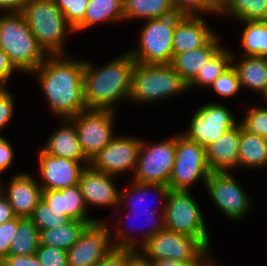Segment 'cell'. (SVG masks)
<instances>
[{"instance_id":"cell-29","label":"cell","mask_w":267,"mask_h":266,"mask_svg":"<svg viewBox=\"0 0 267 266\" xmlns=\"http://www.w3.org/2000/svg\"><path fill=\"white\" fill-rule=\"evenodd\" d=\"M246 26L241 35L242 56L267 57V20L241 21Z\"/></svg>"},{"instance_id":"cell-41","label":"cell","mask_w":267,"mask_h":266,"mask_svg":"<svg viewBox=\"0 0 267 266\" xmlns=\"http://www.w3.org/2000/svg\"><path fill=\"white\" fill-rule=\"evenodd\" d=\"M176 12L184 15H196L199 13L217 14L207 3L206 0H172ZM197 12V13H196Z\"/></svg>"},{"instance_id":"cell-9","label":"cell","mask_w":267,"mask_h":266,"mask_svg":"<svg viewBox=\"0 0 267 266\" xmlns=\"http://www.w3.org/2000/svg\"><path fill=\"white\" fill-rule=\"evenodd\" d=\"M140 247L141 252H138L142 253L141 255L147 260L205 261L210 254L197 238L174 232L165 227L152 235Z\"/></svg>"},{"instance_id":"cell-2","label":"cell","mask_w":267,"mask_h":266,"mask_svg":"<svg viewBox=\"0 0 267 266\" xmlns=\"http://www.w3.org/2000/svg\"><path fill=\"white\" fill-rule=\"evenodd\" d=\"M135 63L129 53L99 68L85 61L83 90L86 109L113 111L116 101L129 100Z\"/></svg>"},{"instance_id":"cell-13","label":"cell","mask_w":267,"mask_h":266,"mask_svg":"<svg viewBox=\"0 0 267 266\" xmlns=\"http://www.w3.org/2000/svg\"><path fill=\"white\" fill-rule=\"evenodd\" d=\"M236 121L231 110L223 104H205L194 113L189 125V132H184L183 135L206 148L229 129L237 126L239 122Z\"/></svg>"},{"instance_id":"cell-20","label":"cell","mask_w":267,"mask_h":266,"mask_svg":"<svg viewBox=\"0 0 267 266\" xmlns=\"http://www.w3.org/2000/svg\"><path fill=\"white\" fill-rule=\"evenodd\" d=\"M239 139L240 123L205 148L211 172H229L239 167Z\"/></svg>"},{"instance_id":"cell-43","label":"cell","mask_w":267,"mask_h":266,"mask_svg":"<svg viewBox=\"0 0 267 266\" xmlns=\"http://www.w3.org/2000/svg\"><path fill=\"white\" fill-rule=\"evenodd\" d=\"M11 145L6 138L0 136V174L13 163L14 151Z\"/></svg>"},{"instance_id":"cell-50","label":"cell","mask_w":267,"mask_h":266,"mask_svg":"<svg viewBox=\"0 0 267 266\" xmlns=\"http://www.w3.org/2000/svg\"><path fill=\"white\" fill-rule=\"evenodd\" d=\"M206 3L217 13L220 14L230 3V0H206Z\"/></svg>"},{"instance_id":"cell-23","label":"cell","mask_w":267,"mask_h":266,"mask_svg":"<svg viewBox=\"0 0 267 266\" xmlns=\"http://www.w3.org/2000/svg\"><path fill=\"white\" fill-rule=\"evenodd\" d=\"M219 35H215L205 46L180 54H175L171 65L188 84L203 68L208 60L222 47Z\"/></svg>"},{"instance_id":"cell-5","label":"cell","mask_w":267,"mask_h":266,"mask_svg":"<svg viewBox=\"0 0 267 266\" xmlns=\"http://www.w3.org/2000/svg\"><path fill=\"white\" fill-rule=\"evenodd\" d=\"M109 227L107 223L98 219L87 224L77 242L66 251L68 266H96L114 247L138 250L137 241L126 232L128 229L122 230L119 226L115 228V237L119 242L112 243V230Z\"/></svg>"},{"instance_id":"cell-3","label":"cell","mask_w":267,"mask_h":266,"mask_svg":"<svg viewBox=\"0 0 267 266\" xmlns=\"http://www.w3.org/2000/svg\"><path fill=\"white\" fill-rule=\"evenodd\" d=\"M0 49L8 55L17 70L30 74L48 56L32 34L21 12L1 13Z\"/></svg>"},{"instance_id":"cell-39","label":"cell","mask_w":267,"mask_h":266,"mask_svg":"<svg viewBox=\"0 0 267 266\" xmlns=\"http://www.w3.org/2000/svg\"><path fill=\"white\" fill-rule=\"evenodd\" d=\"M19 217L0 224V261L8 256L10 245L16 236Z\"/></svg>"},{"instance_id":"cell-21","label":"cell","mask_w":267,"mask_h":266,"mask_svg":"<svg viewBox=\"0 0 267 266\" xmlns=\"http://www.w3.org/2000/svg\"><path fill=\"white\" fill-rule=\"evenodd\" d=\"M42 199L52 209L61 212L71 220L91 223L97 219L88 217L89 210L84 202L80 185L67 187L61 190H43Z\"/></svg>"},{"instance_id":"cell-40","label":"cell","mask_w":267,"mask_h":266,"mask_svg":"<svg viewBox=\"0 0 267 266\" xmlns=\"http://www.w3.org/2000/svg\"><path fill=\"white\" fill-rule=\"evenodd\" d=\"M138 251L133 248L114 247L96 266H127Z\"/></svg>"},{"instance_id":"cell-36","label":"cell","mask_w":267,"mask_h":266,"mask_svg":"<svg viewBox=\"0 0 267 266\" xmlns=\"http://www.w3.org/2000/svg\"><path fill=\"white\" fill-rule=\"evenodd\" d=\"M67 22L75 29L83 20L90 0H54Z\"/></svg>"},{"instance_id":"cell-35","label":"cell","mask_w":267,"mask_h":266,"mask_svg":"<svg viewBox=\"0 0 267 266\" xmlns=\"http://www.w3.org/2000/svg\"><path fill=\"white\" fill-rule=\"evenodd\" d=\"M239 123L247 132L267 139V106L251 107Z\"/></svg>"},{"instance_id":"cell-44","label":"cell","mask_w":267,"mask_h":266,"mask_svg":"<svg viewBox=\"0 0 267 266\" xmlns=\"http://www.w3.org/2000/svg\"><path fill=\"white\" fill-rule=\"evenodd\" d=\"M0 266H42L36 255L7 256L0 261Z\"/></svg>"},{"instance_id":"cell-14","label":"cell","mask_w":267,"mask_h":266,"mask_svg":"<svg viewBox=\"0 0 267 266\" xmlns=\"http://www.w3.org/2000/svg\"><path fill=\"white\" fill-rule=\"evenodd\" d=\"M230 172H211L204 185L214 204L229 217L240 220L249 211L251 203L244 189Z\"/></svg>"},{"instance_id":"cell-16","label":"cell","mask_w":267,"mask_h":266,"mask_svg":"<svg viewBox=\"0 0 267 266\" xmlns=\"http://www.w3.org/2000/svg\"><path fill=\"white\" fill-rule=\"evenodd\" d=\"M86 165L80 161L53 156L43 149L39 151V173L42 190L64 189L79 184Z\"/></svg>"},{"instance_id":"cell-15","label":"cell","mask_w":267,"mask_h":266,"mask_svg":"<svg viewBox=\"0 0 267 266\" xmlns=\"http://www.w3.org/2000/svg\"><path fill=\"white\" fill-rule=\"evenodd\" d=\"M141 142L138 137L114 136L111 142L94 156L90 166L112 176L128 173L130 170L135 172Z\"/></svg>"},{"instance_id":"cell-12","label":"cell","mask_w":267,"mask_h":266,"mask_svg":"<svg viewBox=\"0 0 267 266\" xmlns=\"http://www.w3.org/2000/svg\"><path fill=\"white\" fill-rule=\"evenodd\" d=\"M114 111L85 109L70 119L75 124L83 152L90 161L115 136Z\"/></svg>"},{"instance_id":"cell-6","label":"cell","mask_w":267,"mask_h":266,"mask_svg":"<svg viewBox=\"0 0 267 266\" xmlns=\"http://www.w3.org/2000/svg\"><path fill=\"white\" fill-rule=\"evenodd\" d=\"M185 90H188L187 83L171 64L135 63L129 100L151 103Z\"/></svg>"},{"instance_id":"cell-49","label":"cell","mask_w":267,"mask_h":266,"mask_svg":"<svg viewBox=\"0 0 267 266\" xmlns=\"http://www.w3.org/2000/svg\"><path fill=\"white\" fill-rule=\"evenodd\" d=\"M27 0H0V11L4 13L22 12Z\"/></svg>"},{"instance_id":"cell-24","label":"cell","mask_w":267,"mask_h":266,"mask_svg":"<svg viewBox=\"0 0 267 266\" xmlns=\"http://www.w3.org/2000/svg\"><path fill=\"white\" fill-rule=\"evenodd\" d=\"M232 66L237 72L241 88L244 86L252 91L259 92L267 98V60L265 57L243 56L239 63Z\"/></svg>"},{"instance_id":"cell-51","label":"cell","mask_w":267,"mask_h":266,"mask_svg":"<svg viewBox=\"0 0 267 266\" xmlns=\"http://www.w3.org/2000/svg\"><path fill=\"white\" fill-rule=\"evenodd\" d=\"M127 266H149V261L141 253L137 252L129 261Z\"/></svg>"},{"instance_id":"cell-19","label":"cell","mask_w":267,"mask_h":266,"mask_svg":"<svg viewBox=\"0 0 267 266\" xmlns=\"http://www.w3.org/2000/svg\"><path fill=\"white\" fill-rule=\"evenodd\" d=\"M215 35V32L205 24L204 18L202 19L198 14H183L179 18L173 33V56L203 47Z\"/></svg>"},{"instance_id":"cell-33","label":"cell","mask_w":267,"mask_h":266,"mask_svg":"<svg viewBox=\"0 0 267 266\" xmlns=\"http://www.w3.org/2000/svg\"><path fill=\"white\" fill-rule=\"evenodd\" d=\"M131 184H128L130 186V190L126 189L125 188V194L122 192L120 193V203H122V200H126V202L128 203V198L129 199H132L131 202H129L128 204H130V209L129 210H132V212H139V209L143 208V205L141 206L140 203L142 202V200H145L147 199L146 196L148 197L147 193L150 191V190H155V192H157L158 194H160V200L161 199H164V201H166L167 199V196L169 194V191H170V188L169 186L167 185H162V184H149V183H141V182H137V181H132L130 182ZM149 190V191H148ZM133 192L135 194L138 195V197L134 194V197L132 194ZM130 196V197H129ZM142 197V198H141ZM138 204L140 207H138ZM146 204V200L144 202V205ZM133 205V206H132ZM137 205V206H136ZM149 206V205H148ZM147 206V207H148ZM145 209V208H144ZM142 210V209H141ZM140 210V211H141ZM149 209L146 208L145 209V212H147ZM144 212V211H143ZM150 213H156V211L154 212L153 211H148Z\"/></svg>"},{"instance_id":"cell-31","label":"cell","mask_w":267,"mask_h":266,"mask_svg":"<svg viewBox=\"0 0 267 266\" xmlns=\"http://www.w3.org/2000/svg\"><path fill=\"white\" fill-rule=\"evenodd\" d=\"M231 54L229 50L227 51L221 47L187 84L188 89L190 90L200 85L210 87L232 65V59L235 56Z\"/></svg>"},{"instance_id":"cell-11","label":"cell","mask_w":267,"mask_h":266,"mask_svg":"<svg viewBox=\"0 0 267 266\" xmlns=\"http://www.w3.org/2000/svg\"><path fill=\"white\" fill-rule=\"evenodd\" d=\"M176 136L155 144L141 142L133 181L167 185L175 162Z\"/></svg>"},{"instance_id":"cell-42","label":"cell","mask_w":267,"mask_h":266,"mask_svg":"<svg viewBox=\"0 0 267 266\" xmlns=\"http://www.w3.org/2000/svg\"><path fill=\"white\" fill-rule=\"evenodd\" d=\"M14 98L6 89H0V131L6 127L13 116Z\"/></svg>"},{"instance_id":"cell-10","label":"cell","mask_w":267,"mask_h":266,"mask_svg":"<svg viewBox=\"0 0 267 266\" xmlns=\"http://www.w3.org/2000/svg\"><path fill=\"white\" fill-rule=\"evenodd\" d=\"M211 170L208 167L205 147L186 138L176 137L175 162L168 186L170 190L189 191L198 180L206 183Z\"/></svg>"},{"instance_id":"cell-34","label":"cell","mask_w":267,"mask_h":266,"mask_svg":"<svg viewBox=\"0 0 267 266\" xmlns=\"http://www.w3.org/2000/svg\"><path fill=\"white\" fill-rule=\"evenodd\" d=\"M29 219L40 231L59 228L71 220L66 215H61V212L48 207L43 199L39 201Z\"/></svg>"},{"instance_id":"cell-45","label":"cell","mask_w":267,"mask_h":266,"mask_svg":"<svg viewBox=\"0 0 267 266\" xmlns=\"http://www.w3.org/2000/svg\"><path fill=\"white\" fill-rule=\"evenodd\" d=\"M15 70L8 55L0 49V89H6V83Z\"/></svg>"},{"instance_id":"cell-1","label":"cell","mask_w":267,"mask_h":266,"mask_svg":"<svg viewBox=\"0 0 267 266\" xmlns=\"http://www.w3.org/2000/svg\"><path fill=\"white\" fill-rule=\"evenodd\" d=\"M85 60L65 54L48 55L32 74L37 77L52 112L71 119L86 109L83 90Z\"/></svg>"},{"instance_id":"cell-47","label":"cell","mask_w":267,"mask_h":266,"mask_svg":"<svg viewBox=\"0 0 267 266\" xmlns=\"http://www.w3.org/2000/svg\"><path fill=\"white\" fill-rule=\"evenodd\" d=\"M16 216L7 197L0 190V224L14 219Z\"/></svg>"},{"instance_id":"cell-30","label":"cell","mask_w":267,"mask_h":266,"mask_svg":"<svg viewBox=\"0 0 267 266\" xmlns=\"http://www.w3.org/2000/svg\"><path fill=\"white\" fill-rule=\"evenodd\" d=\"M40 244V230L29 218L19 217V226L8 256L35 255Z\"/></svg>"},{"instance_id":"cell-26","label":"cell","mask_w":267,"mask_h":266,"mask_svg":"<svg viewBox=\"0 0 267 266\" xmlns=\"http://www.w3.org/2000/svg\"><path fill=\"white\" fill-rule=\"evenodd\" d=\"M239 167L263 168L267 166V139L251 134L240 125Z\"/></svg>"},{"instance_id":"cell-46","label":"cell","mask_w":267,"mask_h":266,"mask_svg":"<svg viewBox=\"0 0 267 266\" xmlns=\"http://www.w3.org/2000/svg\"><path fill=\"white\" fill-rule=\"evenodd\" d=\"M144 214H149L150 215V218L147 219L148 222L152 223L150 219L153 220V218L155 219V215L156 213H150V212H143ZM130 214V215H129ZM134 214V215H133ZM128 215L130 217H132L131 215L133 216H137V213L136 212H128ZM137 219V217H135ZM134 218V219H135ZM160 219L154 223V224H150L151 225V228L150 229H147L146 232L143 234V239L140 241V240H137L139 241V248H140V245L142 246L152 235L156 234L157 232H159L160 230H162L165 226H164V214L161 215V217H159ZM154 221V220H153ZM146 226V225H145ZM131 229V228H130Z\"/></svg>"},{"instance_id":"cell-38","label":"cell","mask_w":267,"mask_h":266,"mask_svg":"<svg viewBox=\"0 0 267 266\" xmlns=\"http://www.w3.org/2000/svg\"><path fill=\"white\" fill-rule=\"evenodd\" d=\"M35 255L42 266H68L67 253L59 248L39 244Z\"/></svg>"},{"instance_id":"cell-37","label":"cell","mask_w":267,"mask_h":266,"mask_svg":"<svg viewBox=\"0 0 267 266\" xmlns=\"http://www.w3.org/2000/svg\"><path fill=\"white\" fill-rule=\"evenodd\" d=\"M222 97H232L240 91V81L236 70L231 65L223 74H221L210 86V88Z\"/></svg>"},{"instance_id":"cell-25","label":"cell","mask_w":267,"mask_h":266,"mask_svg":"<svg viewBox=\"0 0 267 266\" xmlns=\"http://www.w3.org/2000/svg\"><path fill=\"white\" fill-rule=\"evenodd\" d=\"M124 20L123 0H90L84 20L74 29L75 33L101 22Z\"/></svg>"},{"instance_id":"cell-52","label":"cell","mask_w":267,"mask_h":266,"mask_svg":"<svg viewBox=\"0 0 267 266\" xmlns=\"http://www.w3.org/2000/svg\"><path fill=\"white\" fill-rule=\"evenodd\" d=\"M210 257H208L204 262H202L199 266H218L217 264H215V262H213L211 259H209ZM209 260V261H208ZM211 260V261H210Z\"/></svg>"},{"instance_id":"cell-32","label":"cell","mask_w":267,"mask_h":266,"mask_svg":"<svg viewBox=\"0 0 267 266\" xmlns=\"http://www.w3.org/2000/svg\"><path fill=\"white\" fill-rule=\"evenodd\" d=\"M222 14L240 21L267 20V0H230Z\"/></svg>"},{"instance_id":"cell-7","label":"cell","mask_w":267,"mask_h":266,"mask_svg":"<svg viewBox=\"0 0 267 266\" xmlns=\"http://www.w3.org/2000/svg\"><path fill=\"white\" fill-rule=\"evenodd\" d=\"M182 13L146 20L139 34V45L128 52L136 63L171 64L173 33Z\"/></svg>"},{"instance_id":"cell-17","label":"cell","mask_w":267,"mask_h":266,"mask_svg":"<svg viewBox=\"0 0 267 266\" xmlns=\"http://www.w3.org/2000/svg\"><path fill=\"white\" fill-rule=\"evenodd\" d=\"M113 177L90 165L86 166L81 173L79 185L87 208L88 205L113 208L120 204V191L113 183Z\"/></svg>"},{"instance_id":"cell-18","label":"cell","mask_w":267,"mask_h":266,"mask_svg":"<svg viewBox=\"0 0 267 266\" xmlns=\"http://www.w3.org/2000/svg\"><path fill=\"white\" fill-rule=\"evenodd\" d=\"M9 181L7 188L0 181V190L10 202L16 217L29 218L42 199V187L31 175L21 172Z\"/></svg>"},{"instance_id":"cell-27","label":"cell","mask_w":267,"mask_h":266,"mask_svg":"<svg viewBox=\"0 0 267 266\" xmlns=\"http://www.w3.org/2000/svg\"><path fill=\"white\" fill-rule=\"evenodd\" d=\"M124 21L155 19L177 13L172 0H123Z\"/></svg>"},{"instance_id":"cell-8","label":"cell","mask_w":267,"mask_h":266,"mask_svg":"<svg viewBox=\"0 0 267 266\" xmlns=\"http://www.w3.org/2000/svg\"><path fill=\"white\" fill-rule=\"evenodd\" d=\"M165 202L161 211L165 228L197 238L210 251L206 222L190 191L170 190Z\"/></svg>"},{"instance_id":"cell-28","label":"cell","mask_w":267,"mask_h":266,"mask_svg":"<svg viewBox=\"0 0 267 266\" xmlns=\"http://www.w3.org/2000/svg\"><path fill=\"white\" fill-rule=\"evenodd\" d=\"M87 224L89 223L70 220L59 228L41 230L40 245L56 247L67 251L80 238Z\"/></svg>"},{"instance_id":"cell-48","label":"cell","mask_w":267,"mask_h":266,"mask_svg":"<svg viewBox=\"0 0 267 266\" xmlns=\"http://www.w3.org/2000/svg\"><path fill=\"white\" fill-rule=\"evenodd\" d=\"M149 266H199L204 261H182L173 259L148 260Z\"/></svg>"},{"instance_id":"cell-22","label":"cell","mask_w":267,"mask_h":266,"mask_svg":"<svg viewBox=\"0 0 267 266\" xmlns=\"http://www.w3.org/2000/svg\"><path fill=\"white\" fill-rule=\"evenodd\" d=\"M61 122L62 127L49 137L42 149L50 155L80 161L89 166L90 160L83 152L75 124L70 119H61Z\"/></svg>"},{"instance_id":"cell-4","label":"cell","mask_w":267,"mask_h":266,"mask_svg":"<svg viewBox=\"0 0 267 266\" xmlns=\"http://www.w3.org/2000/svg\"><path fill=\"white\" fill-rule=\"evenodd\" d=\"M21 13L47 55L65 54V35L75 31L54 0H27Z\"/></svg>"}]
</instances>
